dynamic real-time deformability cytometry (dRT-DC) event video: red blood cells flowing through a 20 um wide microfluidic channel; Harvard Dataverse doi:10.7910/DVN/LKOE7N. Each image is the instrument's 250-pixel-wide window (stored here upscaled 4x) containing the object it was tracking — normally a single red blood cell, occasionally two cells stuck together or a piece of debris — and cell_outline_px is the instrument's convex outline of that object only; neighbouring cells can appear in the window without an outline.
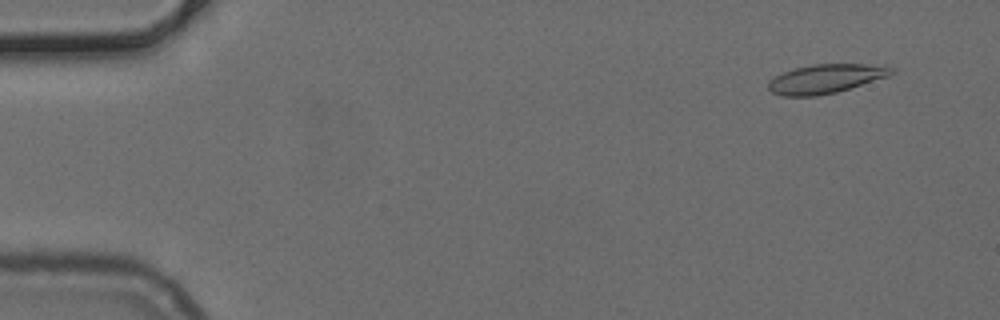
{"species": "common noctule bat (a hibernating species)", "species_latin": "Nyctalus noctula", "temperature_condition": "cold", "stored_images_in_passage": 51, "camera_frame_rate_fps": 3000, "um_per_image_px": 0.085, "animal": {"sex": "female", "body_mass_g": 24.6, "forearm_length_mm": 56.2}, "frame": {"image": 1, "passage_image": 4, "time_ms": 1.0, "image_size_px": [1000, 320], "cell_outline_px": [[896, 72], [888, 76], [836, 92], [816, 96], [784, 96], [772, 92], [768, 88], [768, 84], [776, 76], [792, 68], [812, 64], [884, 64], [896, 68]], "centroid_in_image_um": [70.25, 6.67], "position_along_channel_um": 14.8, "area_um2": 20.87}}
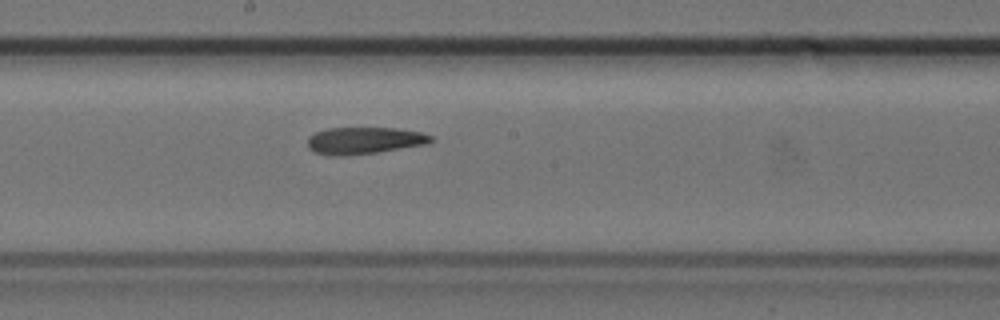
{"frame": {"image": 2, "passage_image": 28, "time_ms": 9.0, "image_size_px": [1000, 320], "cell_outline_px": [[432, 140], [428, 144], [380, 152], [348, 156], [328, 156], [316, 152], [308, 148], [308, 136], [316, 132], [328, 128], [396, 128], [420, 132], [432, 136]], "centroid_in_image_um": [30.95, 11.96], "position_along_channel_um": 217.3, "area_um2": 19.54}}
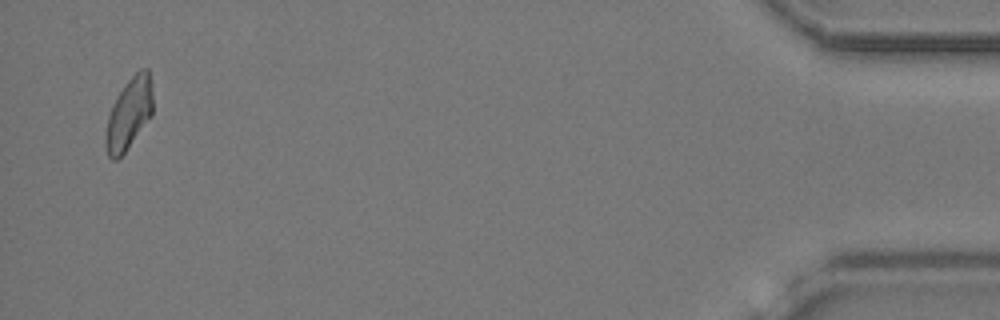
{"frame": {"image": 3, "passage_image": 50, "time_ms": 16.333, "image_size_px": [1000, 320], "cell_outline_px": [[152, 116], [124, 152], [116, 160], [112, 160], [108, 156], [104, 144], [104, 136], [108, 116], [112, 104], [116, 96], [128, 80], [140, 68], [148, 68], [152, 88]], "centroid_in_image_um": [10.94, 9.66], "position_along_channel_um": 424.3, "area_um2": 19.71}}